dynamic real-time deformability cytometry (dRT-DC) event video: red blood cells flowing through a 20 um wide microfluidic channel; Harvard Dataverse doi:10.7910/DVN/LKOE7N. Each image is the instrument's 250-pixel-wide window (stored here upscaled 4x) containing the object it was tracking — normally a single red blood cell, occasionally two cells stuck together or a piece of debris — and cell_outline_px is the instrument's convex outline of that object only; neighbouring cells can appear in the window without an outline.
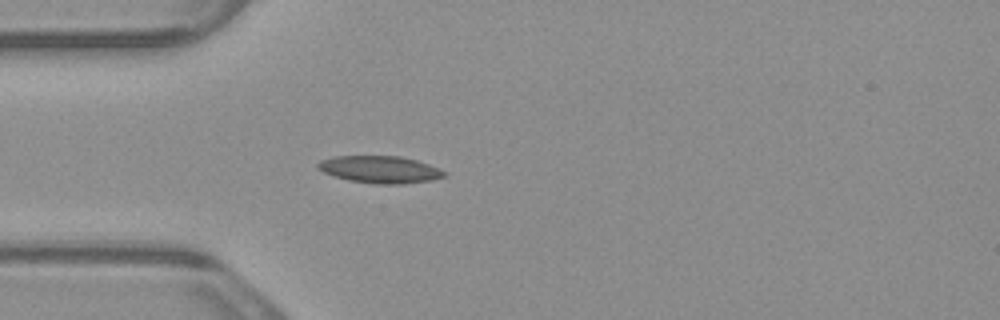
{"species": "common noctule bat (a hibernating species)", "species_latin": "Nyctalus noctula", "temperature_condition": "warm", "stored_images_in_passage": 4, "camera_frame_rate_fps": 3000, "um_per_image_px": 0.085, "animal": {"sex": "male", "body_mass_g": 23.1, "forearm_length_mm": 52.7}, "frame": {"image": 1, "passage_image": 4, "time_ms": 1.0, "image_size_px": [1000, 320], "cell_outline_px": [[448, 176], [432, 180], [404, 184], [372, 184], [348, 180], [324, 172], [316, 168], [316, 164], [320, 160], [332, 156], [400, 156], [416, 160], [440, 168], [448, 172]], "centroid_in_image_um": [32.33, 14.41], "position_along_channel_um": 52.7, "area_um2": 20.29}}